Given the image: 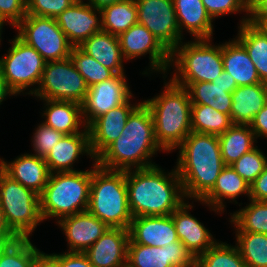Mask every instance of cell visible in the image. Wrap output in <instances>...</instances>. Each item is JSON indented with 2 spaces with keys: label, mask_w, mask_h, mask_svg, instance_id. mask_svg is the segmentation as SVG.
Segmentation results:
<instances>
[{
  "label": "cell",
  "mask_w": 267,
  "mask_h": 267,
  "mask_svg": "<svg viewBox=\"0 0 267 267\" xmlns=\"http://www.w3.org/2000/svg\"><path fill=\"white\" fill-rule=\"evenodd\" d=\"M159 165L126 170L128 205L132 217L167 216L185 200L177 169L164 172Z\"/></svg>",
  "instance_id": "1"
},
{
  "label": "cell",
  "mask_w": 267,
  "mask_h": 267,
  "mask_svg": "<svg viewBox=\"0 0 267 267\" xmlns=\"http://www.w3.org/2000/svg\"><path fill=\"white\" fill-rule=\"evenodd\" d=\"M157 151L164 150L155 139L151 111L141 102L128 116L121 136L96 158V163L107 170L147 168L156 165L151 158Z\"/></svg>",
  "instance_id": "2"
},
{
  "label": "cell",
  "mask_w": 267,
  "mask_h": 267,
  "mask_svg": "<svg viewBox=\"0 0 267 267\" xmlns=\"http://www.w3.org/2000/svg\"><path fill=\"white\" fill-rule=\"evenodd\" d=\"M176 169L185 198L200 201L225 167L217 135L191 132L177 147Z\"/></svg>",
  "instance_id": "3"
},
{
  "label": "cell",
  "mask_w": 267,
  "mask_h": 267,
  "mask_svg": "<svg viewBox=\"0 0 267 267\" xmlns=\"http://www.w3.org/2000/svg\"><path fill=\"white\" fill-rule=\"evenodd\" d=\"M163 92L143 101L150 109L157 143L167 153L177 147L192 132L191 101L185 87L171 79L164 82ZM165 89V90H164Z\"/></svg>",
  "instance_id": "4"
},
{
  "label": "cell",
  "mask_w": 267,
  "mask_h": 267,
  "mask_svg": "<svg viewBox=\"0 0 267 267\" xmlns=\"http://www.w3.org/2000/svg\"><path fill=\"white\" fill-rule=\"evenodd\" d=\"M87 211L110 228L129 229L133 219L126 187V171L107 170L92 162Z\"/></svg>",
  "instance_id": "5"
},
{
  "label": "cell",
  "mask_w": 267,
  "mask_h": 267,
  "mask_svg": "<svg viewBox=\"0 0 267 267\" xmlns=\"http://www.w3.org/2000/svg\"><path fill=\"white\" fill-rule=\"evenodd\" d=\"M91 178L92 169L51 173L40 195L43 221L55 218L58 222L64 217L87 211Z\"/></svg>",
  "instance_id": "6"
},
{
  "label": "cell",
  "mask_w": 267,
  "mask_h": 267,
  "mask_svg": "<svg viewBox=\"0 0 267 267\" xmlns=\"http://www.w3.org/2000/svg\"><path fill=\"white\" fill-rule=\"evenodd\" d=\"M181 42L170 53L174 83L212 82L223 72L222 44L212 45V39Z\"/></svg>",
  "instance_id": "7"
},
{
  "label": "cell",
  "mask_w": 267,
  "mask_h": 267,
  "mask_svg": "<svg viewBox=\"0 0 267 267\" xmlns=\"http://www.w3.org/2000/svg\"><path fill=\"white\" fill-rule=\"evenodd\" d=\"M0 207L9 229L18 238H29L43 222L40 196L12 179L0 168Z\"/></svg>",
  "instance_id": "8"
},
{
  "label": "cell",
  "mask_w": 267,
  "mask_h": 267,
  "mask_svg": "<svg viewBox=\"0 0 267 267\" xmlns=\"http://www.w3.org/2000/svg\"><path fill=\"white\" fill-rule=\"evenodd\" d=\"M36 87L24 93L39 100L74 101L79 104L84 102L88 91L86 81L70 57L46 62L40 84Z\"/></svg>",
  "instance_id": "9"
},
{
  "label": "cell",
  "mask_w": 267,
  "mask_h": 267,
  "mask_svg": "<svg viewBox=\"0 0 267 267\" xmlns=\"http://www.w3.org/2000/svg\"><path fill=\"white\" fill-rule=\"evenodd\" d=\"M9 43L11 47L7 54L0 57V71L8 87L17 96L32 86H39L46 61L17 35Z\"/></svg>",
  "instance_id": "10"
},
{
  "label": "cell",
  "mask_w": 267,
  "mask_h": 267,
  "mask_svg": "<svg viewBox=\"0 0 267 267\" xmlns=\"http://www.w3.org/2000/svg\"><path fill=\"white\" fill-rule=\"evenodd\" d=\"M17 36L39 52L46 62L69 58L73 46L55 18L26 15L16 26Z\"/></svg>",
  "instance_id": "11"
},
{
  "label": "cell",
  "mask_w": 267,
  "mask_h": 267,
  "mask_svg": "<svg viewBox=\"0 0 267 267\" xmlns=\"http://www.w3.org/2000/svg\"><path fill=\"white\" fill-rule=\"evenodd\" d=\"M138 23L144 25L171 53L183 40L173 0H135Z\"/></svg>",
  "instance_id": "12"
},
{
  "label": "cell",
  "mask_w": 267,
  "mask_h": 267,
  "mask_svg": "<svg viewBox=\"0 0 267 267\" xmlns=\"http://www.w3.org/2000/svg\"><path fill=\"white\" fill-rule=\"evenodd\" d=\"M118 40L125 60L128 61L149 54V73L146 68L142 74H147L148 76L150 73L160 72L164 74L163 78L165 80L167 71L171 69L170 52L144 25L139 23L132 25L127 31L118 36Z\"/></svg>",
  "instance_id": "13"
},
{
  "label": "cell",
  "mask_w": 267,
  "mask_h": 267,
  "mask_svg": "<svg viewBox=\"0 0 267 267\" xmlns=\"http://www.w3.org/2000/svg\"><path fill=\"white\" fill-rule=\"evenodd\" d=\"M133 95L124 73L88 87L82 106V117L87 128L100 116L124 104Z\"/></svg>",
  "instance_id": "14"
},
{
  "label": "cell",
  "mask_w": 267,
  "mask_h": 267,
  "mask_svg": "<svg viewBox=\"0 0 267 267\" xmlns=\"http://www.w3.org/2000/svg\"><path fill=\"white\" fill-rule=\"evenodd\" d=\"M127 267H196V258L180 240L163 247L128 243Z\"/></svg>",
  "instance_id": "15"
},
{
  "label": "cell",
  "mask_w": 267,
  "mask_h": 267,
  "mask_svg": "<svg viewBox=\"0 0 267 267\" xmlns=\"http://www.w3.org/2000/svg\"><path fill=\"white\" fill-rule=\"evenodd\" d=\"M55 20L73 47H79L91 35L103 31L101 10L87 2H74Z\"/></svg>",
  "instance_id": "16"
},
{
  "label": "cell",
  "mask_w": 267,
  "mask_h": 267,
  "mask_svg": "<svg viewBox=\"0 0 267 267\" xmlns=\"http://www.w3.org/2000/svg\"><path fill=\"white\" fill-rule=\"evenodd\" d=\"M66 235L67 252L84 253L109 228L88 211L64 217L56 222Z\"/></svg>",
  "instance_id": "17"
},
{
  "label": "cell",
  "mask_w": 267,
  "mask_h": 267,
  "mask_svg": "<svg viewBox=\"0 0 267 267\" xmlns=\"http://www.w3.org/2000/svg\"><path fill=\"white\" fill-rule=\"evenodd\" d=\"M129 231L108 228L84 254L94 267H127Z\"/></svg>",
  "instance_id": "18"
},
{
  "label": "cell",
  "mask_w": 267,
  "mask_h": 267,
  "mask_svg": "<svg viewBox=\"0 0 267 267\" xmlns=\"http://www.w3.org/2000/svg\"><path fill=\"white\" fill-rule=\"evenodd\" d=\"M124 104L98 117L89 127L90 148L96 159L109 145L121 136L128 116L141 103Z\"/></svg>",
  "instance_id": "19"
},
{
  "label": "cell",
  "mask_w": 267,
  "mask_h": 267,
  "mask_svg": "<svg viewBox=\"0 0 267 267\" xmlns=\"http://www.w3.org/2000/svg\"><path fill=\"white\" fill-rule=\"evenodd\" d=\"M128 231V243L163 247L179 241L171 215L133 217Z\"/></svg>",
  "instance_id": "20"
},
{
  "label": "cell",
  "mask_w": 267,
  "mask_h": 267,
  "mask_svg": "<svg viewBox=\"0 0 267 267\" xmlns=\"http://www.w3.org/2000/svg\"><path fill=\"white\" fill-rule=\"evenodd\" d=\"M189 201H184L172 213L178 239L187 247L191 254L197 258L205 253L217 241L203 223L192 216L189 211L192 206ZM189 209V210H188Z\"/></svg>",
  "instance_id": "21"
},
{
  "label": "cell",
  "mask_w": 267,
  "mask_h": 267,
  "mask_svg": "<svg viewBox=\"0 0 267 267\" xmlns=\"http://www.w3.org/2000/svg\"><path fill=\"white\" fill-rule=\"evenodd\" d=\"M0 168L12 179L39 196L48 183L50 171L45 159L34 154L25 153L11 162L0 158Z\"/></svg>",
  "instance_id": "22"
},
{
  "label": "cell",
  "mask_w": 267,
  "mask_h": 267,
  "mask_svg": "<svg viewBox=\"0 0 267 267\" xmlns=\"http://www.w3.org/2000/svg\"><path fill=\"white\" fill-rule=\"evenodd\" d=\"M94 158L90 148L89 129L84 128L81 133L64 135L56 146L44 158L50 173L55 172H75L73 164L79 159V155Z\"/></svg>",
  "instance_id": "23"
},
{
  "label": "cell",
  "mask_w": 267,
  "mask_h": 267,
  "mask_svg": "<svg viewBox=\"0 0 267 267\" xmlns=\"http://www.w3.org/2000/svg\"><path fill=\"white\" fill-rule=\"evenodd\" d=\"M247 195L250 198V185L231 166H225L218 176L213 188L200 200L212 211L224 213V201L237 204V197ZM232 200V201H231Z\"/></svg>",
  "instance_id": "24"
},
{
  "label": "cell",
  "mask_w": 267,
  "mask_h": 267,
  "mask_svg": "<svg viewBox=\"0 0 267 267\" xmlns=\"http://www.w3.org/2000/svg\"><path fill=\"white\" fill-rule=\"evenodd\" d=\"M180 35L183 30L194 39H212L214 21L207 13L202 0H173ZM184 27V28H183Z\"/></svg>",
  "instance_id": "25"
},
{
  "label": "cell",
  "mask_w": 267,
  "mask_h": 267,
  "mask_svg": "<svg viewBox=\"0 0 267 267\" xmlns=\"http://www.w3.org/2000/svg\"><path fill=\"white\" fill-rule=\"evenodd\" d=\"M44 124L64 135L81 133L87 128L82 117L81 104L74 101L44 99ZM82 128L79 130V128Z\"/></svg>",
  "instance_id": "26"
},
{
  "label": "cell",
  "mask_w": 267,
  "mask_h": 267,
  "mask_svg": "<svg viewBox=\"0 0 267 267\" xmlns=\"http://www.w3.org/2000/svg\"><path fill=\"white\" fill-rule=\"evenodd\" d=\"M267 102V83L237 87L232 92L230 119L233 124L250 125Z\"/></svg>",
  "instance_id": "27"
},
{
  "label": "cell",
  "mask_w": 267,
  "mask_h": 267,
  "mask_svg": "<svg viewBox=\"0 0 267 267\" xmlns=\"http://www.w3.org/2000/svg\"><path fill=\"white\" fill-rule=\"evenodd\" d=\"M79 48L114 74L125 73L117 36L101 31L91 35Z\"/></svg>",
  "instance_id": "28"
},
{
  "label": "cell",
  "mask_w": 267,
  "mask_h": 267,
  "mask_svg": "<svg viewBox=\"0 0 267 267\" xmlns=\"http://www.w3.org/2000/svg\"><path fill=\"white\" fill-rule=\"evenodd\" d=\"M223 68L238 87L262 83L245 48L234 40L222 43Z\"/></svg>",
  "instance_id": "29"
},
{
  "label": "cell",
  "mask_w": 267,
  "mask_h": 267,
  "mask_svg": "<svg viewBox=\"0 0 267 267\" xmlns=\"http://www.w3.org/2000/svg\"><path fill=\"white\" fill-rule=\"evenodd\" d=\"M239 25L236 40L247 51L261 82L267 83V33L262 27L249 22Z\"/></svg>",
  "instance_id": "30"
},
{
  "label": "cell",
  "mask_w": 267,
  "mask_h": 267,
  "mask_svg": "<svg viewBox=\"0 0 267 267\" xmlns=\"http://www.w3.org/2000/svg\"><path fill=\"white\" fill-rule=\"evenodd\" d=\"M225 166H230L245 153L254 149L256 137L250 125L233 124L226 132L218 135Z\"/></svg>",
  "instance_id": "31"
},
{
  "label": "cell",
  "mask_w": 267,
  "mask_h": 267,
  "mask_svg": "<svg viewBox=\"0 0 267 267\" xmlns=\"http://www.w3.org/2000/svg\"><path fill=\"white\" fill-rule=\"evenodd\" d=\"M176 84L187 89L192 105H208L230 116L232 93L228 92V87L214 85L212 82Z\"/></svg>",
  "instance_id": "32"
},
{
  "label": "cell",
  "mask_w": 267,
  "mask_h": 267,
  "mask_svg": "<svg viewBox=\"0 0 267 267\" xmlns=\"http://www.w3.org/2000/svg\"><path fill=\"white\" fill-rule=\"evenodd\" d=\"M104 32L119 36L138 23L135 0H121L101 10Z\"/></svg>",
  "instance_id": "33"
},
{
  "label": "cell",
  "mask_w": 267,
  "mask_h": 267,
  "mask_svg": "<svg viewBox=\"0 0 267 267\" xmlns=\"http://www.w3.org/2000/svg\"><path fill=\"white\" fill-rule=\"evenodd\" d=\"M233 125L230 116L208 105H191L193 132L221 135Z\"/></svg>",
  "instance_id": "34"
},
{
  "label": "cell",
  "mask_w": 267,
  "mask_h": 267,
  "mask_svg": "<svg viewBox=\"0 0 267 267\" xmlns=\"http://www.w3.org/2000/svg\"><path fill=\"white\" fill-rule=\"evenodd\" d=\"M249 201L245 207L230 214V223L235 232L267 234V201Z\"/></svg>",
  "instance_id": "35"
},
{
  "label": "cell",
  "mask_w": 267,
  "mask_h": 267,
  "mask_svg": "<svg viewBox=\"0 0 267 267\" xmlns=\"http://www.w3.org/2000/svg\"><path fill=\"white\" fill-rule=\"evenodd\" d=\"M236 246L247 267H267V234L236 232Z\"/></svg>",
  "instance_id": "36"
},
{
  "label": "cell",
  "mask_w": 267,
  "mask_h": 267,
  "mask_svg": "<svg viewBox=\"0 0 267 267\" xmlns=\"http://www.w3.org/2000/svg\"><path fill=\"white\" fill-rule=\"evenodd\" d=\"M196 267H247L235 245L217 241L196 258Z\"/></svg>",
  "instance_id": "37"
},
{
  "label": "cell",
  "mask_w": 267,
  "mask_h": 267,
  "mask_svg": "<svg viewBox=\"0 0 267 267\" xmlns=\"http://www.w3.org/2000/svg\"><path fill=\"white\" fill-rule=\"evenodd\" d=\"M70 58L83 76L88 87L111 78L114 73L87 55L79 47H73Z\"/></svg>",
  "instance_id": "38"
},
{
  "label": "cell",
  "mask_w": 267,
  "mask_h": 267,
  "mask_svg": "<svg viewBox=\"0 0 267 267\" xmlns=\"http://www.w3.org/2000/svg\"><path fill=\"white\" fill-rule=\"evenodd\" d=\"M39 251L30 238H18L2 253L0 267H33Z\"/></svg>",
  "instance_id": "39"
},
{
  "label": "cell",
  "mask_w": 267,
  "mask_h": 267,
  "mask_svg": "<svg viewBox=\"0 0 267 267\" xmlns=\"http://www.w3.org/2000/svg\"><path fill=\"white\" fill-rule=\"evenodd\" d=\"M267 157L256 146L230 165L249 185L263 172Z\"/></svg>",
  "instance_id": "40"
},
{
  "label": "cell",
  "mask_w": 267,
  "mask_h": 267,
  "mask_svg": "<svg viewBox=\"0 0 267 267\" xmlns=\"http://www.w3.org/2000/svg\"><path fill=\"white\" fill-rule=\"evenodd\" d=\"M35 129L33 138L31 139L33 143L31 146H33L34 155L45 158L53 147L56 146L62 139L64 134L56 131L50 126H47L43 122Z\"/></svg>",
  "instance_id": "41"
},
{
  "label": "cell",
  "mask_w": 267,
  "mask_h": 267,
  "mask_svg": "<svg viewBox=\"0 0 267 267\" xmlns=\"http://www.w3.org/2000/svg\"><path fill=\"white\" fill-rule=\"evenodd\" d=\"M202 2L213 20L227 14L246 12V17H241L240 24L248 22L249 5L246 0H202Z\"/></svg>",
  "instance_id": "42"
},
{
  "label": "cell",
  "mask_w": 267,
  "mask_h": 267,
  "mask_svg": "<svg viewBox=\"0 0 267 267\" xmlns=\"http://www.w3.org/2000/svg\"><path fill=\"white\" fill-rule=\"evenodd\" d=\"M73 3V0H26V13L55 18Z\"/></svg>",
  "instance_id": "43"
},
{
  "label": "cell",
  "mask_w": 267,
  "mask_h": 267,
  "mask_svg": "<svg viewBox=\"0 0 267 267\" xmlns=\"http://www.w3.org/2000/svg\"><path fill=\"white\" fill-rule=\"evenodd\" d=\"M26 15V0H0V19L5 24L15 28Z\"/></svg>",
  "instance_id": "44"
},
{
  "label": "cell",
  "mask_w": 267,
  "mask_h": 267,
  "mask_svg": "<svg viewBox=\"0 0 267 267\" xmlns=\"http://www.w3.org/2000/svg\"><path fill=\"white\" fill-rule=\"evenodd\" d=\"M62 264V267H94L87 256L81 252L52 253Z\"/></svg>",
  "instance_id": "45"
},
{
  "label": "cell",
  "mask_w": 267,
  "mask_h": 267,
  "mask_svg": "<svg viewBox=\"0 0 267 267\" xmlns=\"http://www.w3.org/2000/svg\"><path fill=\"white\" fill-rule=\"evenodd\" d=\"M248 22L262 27L267 23V0H254L249 5Z\"/></svg>",
  "instance_id": "46"
},
{
  "label": "cell",
  "mask_w": 267,
  "mask_h": 267,
  "mask_svg": "<svg viewBox=\"0 0 267 267\" xmlns=\"http://www.w3.org/2000/svg\"><path fill=\"white\" fill-rule=\"evenodd\" d=\"M254 201H267V164L263 172L250 184V198Z\"/></svg>",
  "instance_id": "47"
},
{
  "label": "cell",
  "mask_w": 267,
  "mask_h": 267,
  "mask_svg": "<svg viewBox=\"0 0 267 267\" xmlns=\"http://www.w3.org/2000/svg\"><path fill=\"white\" fill-rule=\"evenodd\" d=\"M250 128L254 132L256 139L258 137L267 138V102L261 111L254 116L250 123Z\"/></svg>",
  "instance_id": "48"
},
{
  "label": "cell",
  "mask_w": 267,
  "mask_h": 267,
  "mask_svg": "<svg viewBox=\"0 0 267 267\" xmlns=\"http://www.w3.org/2000/svg\"><path fill=\"white\" fill-rule=\"evenodd\" d=\"M33 267H62V264L53 254L39 251Z\"/></svg>",
  "instance_id": "49"
},
{
  "label": "cell",
  "mask_w": 267,
  "mask_h": 267,
  "mask_svg": "<svg viewBox=\"0 0 267 267\" xmlns=\"http://www.w3.org/2000/svg\"><path fill=\"white\" fill-rule=\"evenodd\" d=\"M214 85H220L221 87H228V92L232 93L238 86L236 84L235 79L225 70L217 77L214 81H212Z\"/></svg>",
  "instance_id": "50"
},
{
  "label": "cell",
  "mask_w": 267,
  "mask_h": 267,
  "mask_svg": "<svg viewBox=\"0 0 267 267\" xmlns=\"http://www.w3.org/2000/svg\"><path fill=\"white\" fill-rule=\"evenodd\" d=\"M17 239L18 237L7 226L0 207V243L6 241H15Z\"/></svg>",
  "instance_id": "51"
},
{
  "label": "cell",
  "mask_w": 267,
  "mask_h": 267,
  "mask_svg": "<svg viewBox=\"0 0 267 267\" xmlns=\"http://www.w3.org/2000/svg\"><path fill=\"white\" fill-rule=\"evenodd\" d=\"M10 96H15L14 92L8 87L1 71H0V105L2 102Z\"/></svg>",
  "instance_id": "52"
},
{
  "label": "cell",
  "mask_w": 267,
  "mask_h": 267,
  "mask_svg": "<svg viewBox=\"0 0 267 267\" xmlns=\"http://www.w3.org/2000/svg\"><path fill=\"white\" fill-rule=\"evenodd\" d=\"M118 1L121 0H90L89 4L95 7L97 10H102L104 7L109 6Z\"/></svg>",
  "instance_id": "53"
},
{
  "label": "cell",
  "mask_w": 267,
  "mask_h": 267,
  "mask_svg": "<svg viewBox=\"0 0 267 267\" xmlns=\"http://www.w3.org/2000/svg\"><path fill=\"white\" fill-rule=\"evenodd\" d=\"M14 241H6V242H1L0 243V262H1V257L2 253L13 243Z\"/></svg>",
  "instance_id": "54"
},
{
  "label": "cell",
  "mask_w": 267,
  "mask_h": 267,
  "mask_svg": "<svg viewBox=\"0 0 267 267\" xmlns=\"http://www.w3.org/2000/svg\"><path fill=\"white\" fill-rule=\"evenodd\" d=\"M3 26H4V25H0V45H1V40H2V37H1V35H2V32H3V31H2V29H3Z\"/></svg>",
  "instance_id": "55"
},
{
  "label": "cell",
  "mask_w": 267,
  "mask_h": 267,
  "mask_svg": "<svg viewBox=\"0 0 267 267\" xmlns=\"http://www.w3.org/2000/svg\"><path fill=\"white\" fill-rule=\"evenodd\" d=\"M74 2H80V3H84L85 1L84 0H73ZM90 0H87V3H89Z\"/></svg>",
  "instance_id": "56"
},
{
  "label": "cell",
  "mask_w": 267,
  "mask_h": 267,
  "mask_svg": "<svg viewBox=\"0 0 267 267\" xmlns=\"http://www.w3.org/2000/svg\"><path fill=\"white\" fill-rule=\"evenodd\" d=\"M262 28L265 30V32L267 33V23H265Z\"/></svg>",
  "instance_id": "57"
},
{
  "label": "cell",
  "mask_w": 267,
  "mask_h": 267,
  "mask_svg": "<svg viewBox=\"0 0 267 267\" xmlns=\"http://www.w3.org/2000/svg\"><path fill=\"white\" fill-rule=\"evenodd\" d=\"M248 5H250L254 0H246Z\"/></svg>",
  "instance_id": "58"
},
{
  "label": "cell",
  "mask_w": 267,
  "mask_h": 267,
  "mask_svg": "<svg viewBox=\"0 0 267 267\" xmlns=\"http://www.w3.org/2000/svg\"><path fill=\"white\" fill-rule=\"evenodd\" d=\"M5 23L0 19V25H4Z\"/></svg>",
  "instance_id": "59"
}]
</instances>
